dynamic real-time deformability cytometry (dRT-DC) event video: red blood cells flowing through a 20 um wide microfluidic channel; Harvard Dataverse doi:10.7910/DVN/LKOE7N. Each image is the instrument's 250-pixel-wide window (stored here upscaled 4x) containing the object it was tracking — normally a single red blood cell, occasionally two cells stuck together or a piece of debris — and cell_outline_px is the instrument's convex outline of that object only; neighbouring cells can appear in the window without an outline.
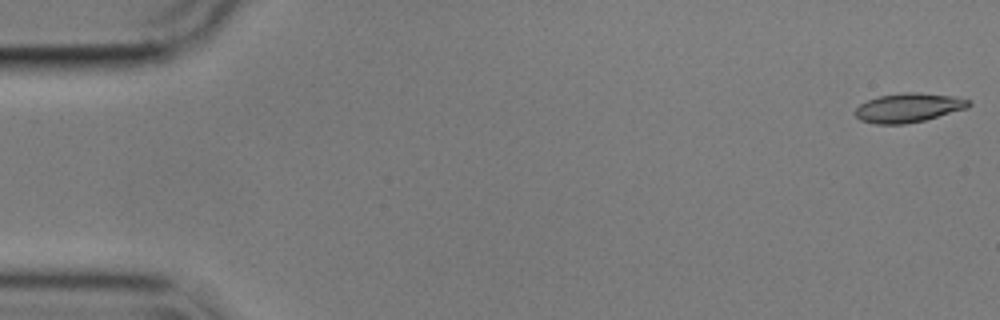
{"species": "common noctule bat (a hibernating species)", "species_latin": "Nyctalus noctula", "temperature_condition": "cold", "stored_images_in_passage": 19, "camera_frame_rate_fps": 3000, "um_per_image_px": 0.085, "animal": {"sex": "male", "body_mass_g": 17.9}, "frame": {"image": 1, "passage_image": 1, "time_ms": 0.0, "image_size_px": [1000, 320], "cell_outline_px": [[972, 104], [968, 108], [924, 120], [904, 124], [876, 124], [860, 120], [856, 116], [856, 108], [860, 104], [868, 100], [880, 96], [904, 92], [920, 92], [952, 96], [972, 100]], "centroid_in_image_um": [77.26, 9.15], "position_along_channel_um": 7.7, "area_um2": 19.25}}
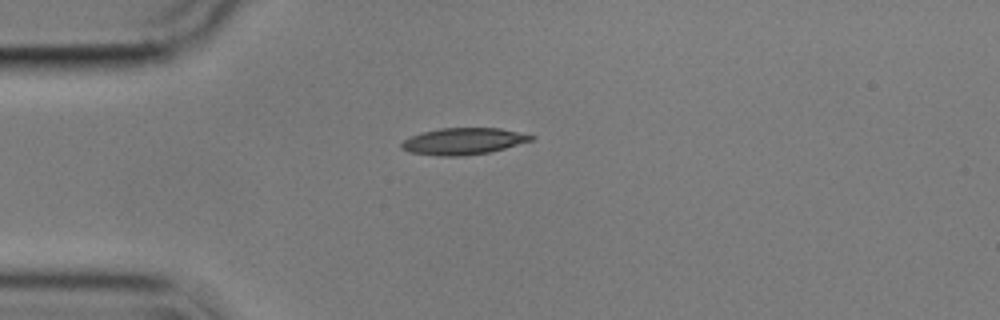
{"frame": {"image": 2, "passage_image": 14, "time_ms": 4.333, "image_size_px": [1000, 320], "cell_outline_px": [[536, 136], [532, 140], [504, 148], [488, 152], [464, 156], [440, 156], [408, 152], [400, 148], [400, 144], [404, 140], [412, 136], [424, 132], [440, 128], [500, 128]], "centroid_in_image_um": [39.35, 12.01], "position_along_channel_um": 45.6, "area_um2": 19.94}}
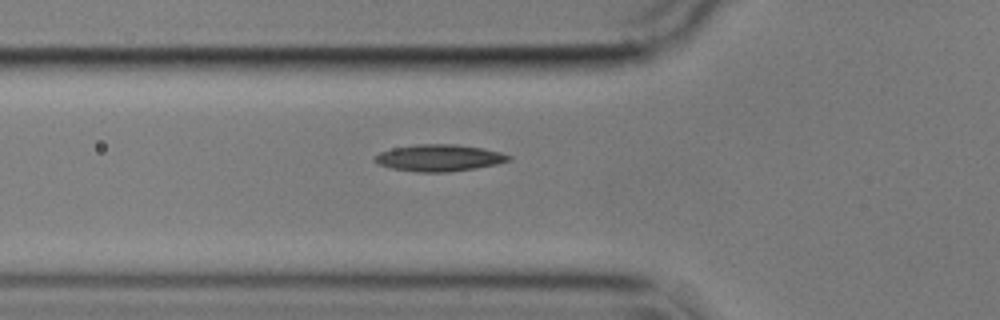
{"frame": {"image": 3, "passage_image": 19, "time_ms": 6.0, "image_size_px": [1000, 320], "cell_outline_px": [[512, 160], [496, 164], [476, 168], [448, 172], [416, 172], [392, 168], [376, 164], [372, 160], [372, 156], [380, 152], [392, 148], [416, 144], [456, 144], [480, 148], [500, 152], [512, 156]], "centroid_in_image_um": [37.28, 13.42], "position_along_channel_um": 88.5, "area_um2": 21.04}}